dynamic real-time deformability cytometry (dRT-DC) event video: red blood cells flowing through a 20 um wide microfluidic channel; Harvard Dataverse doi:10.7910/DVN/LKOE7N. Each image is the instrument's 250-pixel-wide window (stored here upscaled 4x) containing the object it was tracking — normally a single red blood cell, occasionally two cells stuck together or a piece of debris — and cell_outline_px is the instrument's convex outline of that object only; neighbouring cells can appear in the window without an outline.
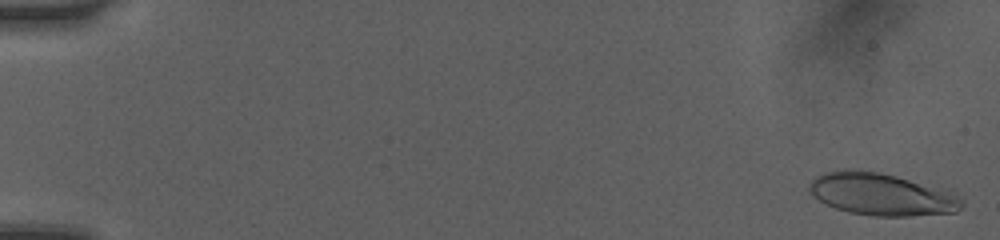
{"species": "human", "species_latin": "Homo sapiens", "temperature_condition": "room temperature", "stored_images_in_passage": 8, "camera_frame_rate_fps": 3000, "um_per_image_px": 0.085, "donor": {"sex": "female"}, "frame": {"image": 1, "passage_image": 1, "time_ms": 0.0, "image_size_px": [1000, 240], "cell_outline_px": [[964, 204], [956, 212], [908, 216], [872, 216], [848, 212], [836, 208], [820, 200], [808, 188], [808, 184], [816, 176], [824, 172], [844, 168], [848, 168], [880, 172], [944, 188], [956, 192], [964, 200]], "centroid_in_image_um": [74.98, 16.5], "position_along_channel_um": 10.0, "area_um2": 37.92}}
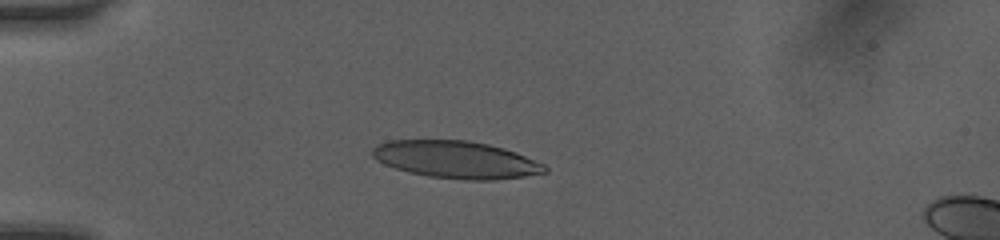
{"frame": {"image": 2, "passage_image": 6, "time_ms": 4.333, "image_size_px": [1000, 240], "cell_outline_px": [[548, 172], [524, 176], [496, 180], [464, 180], [428, 176], [408, 172], [384, 164], [376, 160], [372, 156], [372, 148], [376, 144], [388, 140], [468, 140], [488, 144], [504, 148], [516, 152], [544, 164], [548, 168]], "centroid_in_image_um": [38.76, 13.57], "position_along_channel_um": 46.2, "area_um2": 37.69}}
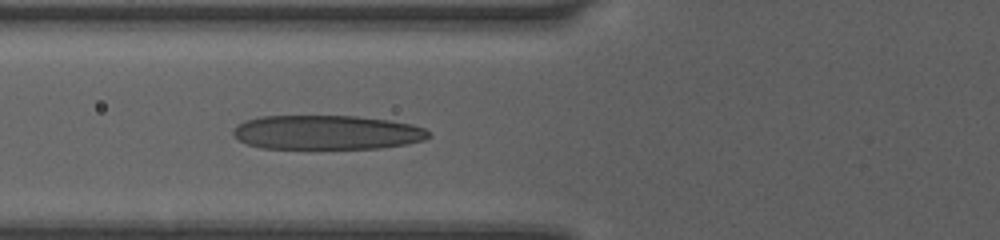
{"frame": {"image": 3, "passage_image": 8, "time_ms": 6.333, "image_size_px": [1000, 240], "cell_outline_px": [[432, 136], [424, 140], [408, 144], [380, 148], [260, 148], [248, 144], [232, 136], [232, 132], [244, 120], [260, 116], [356, 116], [388, 120], [412, 124], [424, 128]], "centroid_in_image_um": [27.79, 11.25], "position_along_channel_um": 98.0, "area_um2": 39.07}}